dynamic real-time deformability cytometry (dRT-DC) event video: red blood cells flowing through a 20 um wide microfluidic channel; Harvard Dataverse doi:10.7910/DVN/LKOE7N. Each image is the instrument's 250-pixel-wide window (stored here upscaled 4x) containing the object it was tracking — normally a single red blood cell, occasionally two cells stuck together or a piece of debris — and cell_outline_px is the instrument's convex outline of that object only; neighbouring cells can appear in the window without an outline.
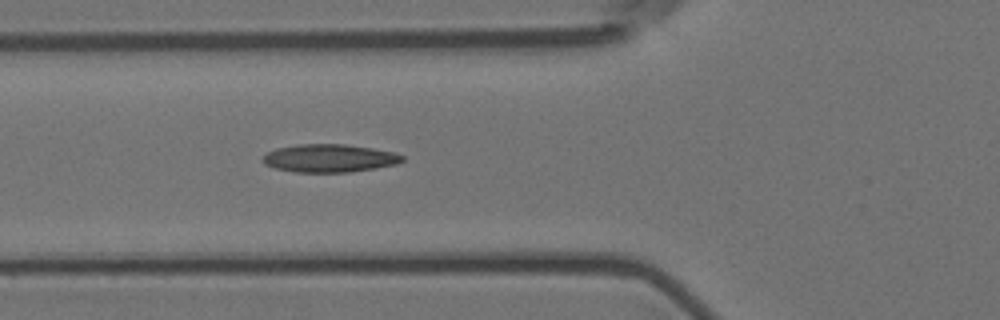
{"species": "Egyptian fruit bat (a non-hibernating species)", "species_latin": "Rousettus aegyptiacus", "temperature_condition": "room temperature", "stored_images_in_passage": 4, "camera_frame_rate_fps": 3000, "um_per_image_px": 0.085, "animal": {"sex": "female"}, "frame": {"image": 1, "passage_image": 4, "time_ms": 1.0, "image_size_px": [1000, 320], "cell_outline_px": [[404, 160], [396, 164], [376, 168], [348, 172], [296, 172], [276, 168], [264, 164], [260, 160], [268, 152], [276, 148], [296, 144], [344, 144], [372, 148], [396, 152], [404, 156]], "centroid_in_image_um": [28.0, 13.44], "position_along_channel_um": 97.8, "area_um2": 22.83}}